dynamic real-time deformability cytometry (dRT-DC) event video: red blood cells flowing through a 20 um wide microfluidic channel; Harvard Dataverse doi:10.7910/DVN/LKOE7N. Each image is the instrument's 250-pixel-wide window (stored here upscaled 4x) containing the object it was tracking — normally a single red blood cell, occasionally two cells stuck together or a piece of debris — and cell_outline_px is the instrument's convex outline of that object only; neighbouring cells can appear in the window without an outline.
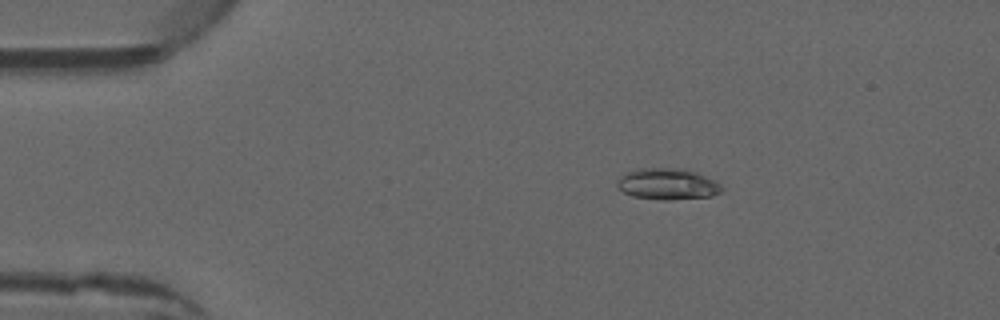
{"species": "common noctule bat (a hibernating species)", "species_latin": "Nyctalus noctula", "temperature_condition": "warm", "stored_images_in_passage": 3, "camera_frame_rate_fps": 3000, "um_per_image_px": 0.085, "animal": {"sex": "male", "forearm_length_mm": 52.5}, "frame": {"image": 1, "passage_image": 1, "time_ms": 0.0, "image_size_px": [1000, 320], "cell_outline_px": [[724, 188], [720, 192], [712, 196], [668, 200], [664, 200], [632, 196], [624, 192], [616, 184], [620, 176], [628, 172], [640, 168], [680, 168], [696, 172], [716, 180]], "centroid_in_image_um": [56.77, 15.64], "position_along_channel_um": 28.2, "area_um2": 19.02}}